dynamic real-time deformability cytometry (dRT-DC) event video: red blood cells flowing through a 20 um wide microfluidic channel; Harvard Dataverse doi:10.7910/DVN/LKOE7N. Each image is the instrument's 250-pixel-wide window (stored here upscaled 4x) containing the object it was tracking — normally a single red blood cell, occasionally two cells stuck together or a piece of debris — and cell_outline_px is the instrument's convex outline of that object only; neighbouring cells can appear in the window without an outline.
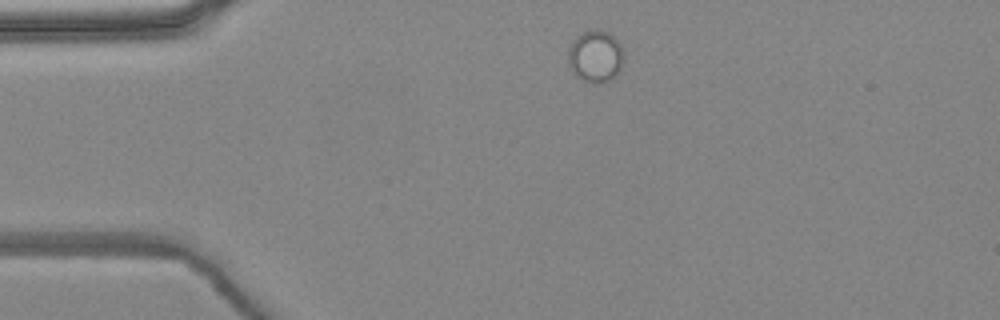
{"species": "common noctule bat (a hibernating species)", "species_latin": "Nyctalus noctula", "temperature_condition": "warm", "stored_images_in_passage": 4, "camera_frame_rate_fps": 3000, "um_per_image_px": 0.085, "animal": {"sex": "female", "body_mass_g": 24.6, "forearm_length_mm": 56.2}, "frame": {"image": 1, "passage_image": 1, "time_ms": 0.0, "image_size_px": [1000, 320], "cell_outline_px": [[624, 60], [616, 76], [608, 80], [584, 80], [568, 64], [568, 48], [572, 40], [576, 36], [584, 32], [596, 28], [600, 28], [608, 32], [620, 44], [624, 52]], "centroid_in_image_um": [50.63, 4.7], "position_along_channel_um": 34.4, "area_um2": 16.47}}
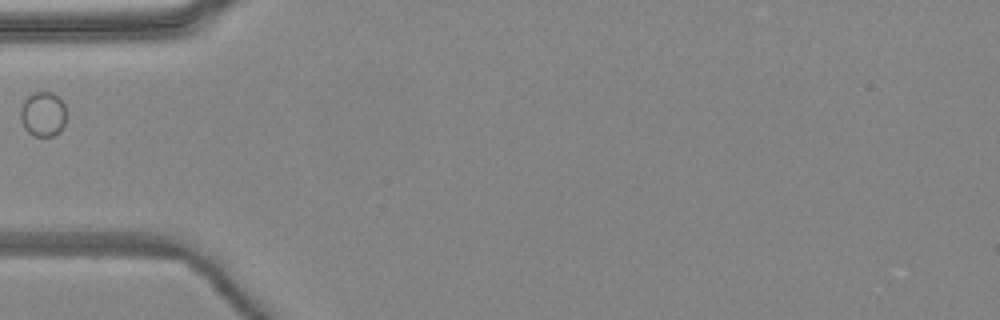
{"frame": {"image": 2, "passage_image": 3, "time_ms": 0.667, "image_size_px": [1000, 320], "cell_outline_px": [[64, 124], [60, 132], [52, 136], [36, 136], [28, 132], [24, 128], [20, 120], [20, 108], [24, 100], [32, 92], [52, 92], [64, 104]], "centroid_in_image_um": [3.61, 9.7], "position_along_channel_um": 81.4, "area_um2": 11.91}}